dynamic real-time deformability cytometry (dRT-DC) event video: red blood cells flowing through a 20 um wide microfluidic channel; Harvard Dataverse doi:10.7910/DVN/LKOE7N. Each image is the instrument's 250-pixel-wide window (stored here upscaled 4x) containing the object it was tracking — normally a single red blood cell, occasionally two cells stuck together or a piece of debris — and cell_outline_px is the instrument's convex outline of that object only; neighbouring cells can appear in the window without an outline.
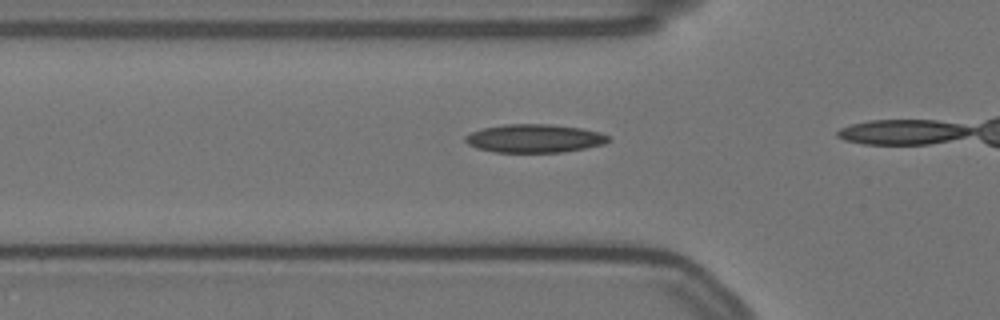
{"species": "Egyptian fruit bat (a non-hibernating species)", "species_latin": "Rousettus aegyptiacus", "temperature_condition": "warm", "stored_images_in_passage": 15, "camera_frame_rate_fps": 3000, "um_per_image_px": 0.085, "animal": {"sex": "female"}, "frame": {"image": 1, "passage_image": 13, "time_ms": 4.0, "image_size_px": [1000, 320], "cell_outline_px": [[612, 140], [604, 144], [564, 152], [496, 152], [476, 148], [468, 144], [464, 140], [464, 136], [472, 132], [484, 128], [504, 124], [548, 124], [580, 128], [600, 132], [608, 136]], "centroid_in_image_um": [45.43, 11.76], "position_along_channel_um": 80.4, "area_um2": 23.58}}